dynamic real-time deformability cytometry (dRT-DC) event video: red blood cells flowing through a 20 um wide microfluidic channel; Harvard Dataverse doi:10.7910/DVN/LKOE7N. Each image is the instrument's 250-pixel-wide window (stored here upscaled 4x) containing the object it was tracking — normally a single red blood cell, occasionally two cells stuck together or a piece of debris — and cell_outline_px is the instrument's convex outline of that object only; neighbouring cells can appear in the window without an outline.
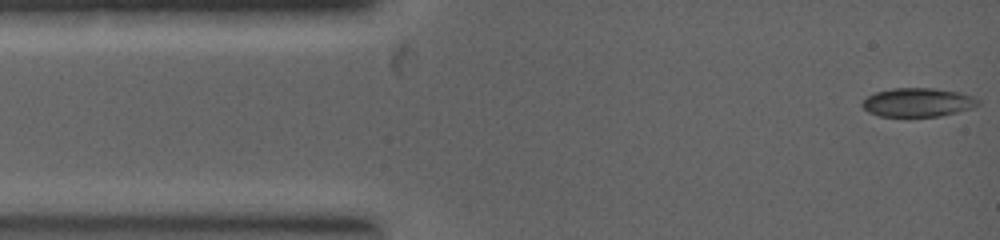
{"species": "common noctule bat (a hibernating species)", "species_latin": "Nyctalus noctula", "temperature_condition": "warm", "stored_images_in_passage": 48, "camera_frame_rate_fps": 5000, "um_per_image_px": 0.085, "animal": {"sex": "female", "body_mass_g": 19.0, "forearm_length_mm": 53.3}, "frame": {"image": 1, "passage_image": 1, "time_ms": 0.0, "image_size_px": [1000, 240], "cell_outline_px": [[980, 104], [972, 108], [940, 116], [908, 120], [880, 116], [868, 112], [860, 104], [868, 96], [876, 92], [892, 88], [932, 88], [960, 92], [972, 96], [980, 100]], "centroid_in_image_um": [77.99, 8.75], "position_along_channel_um": 7.0, "area_um2": 20.23}}
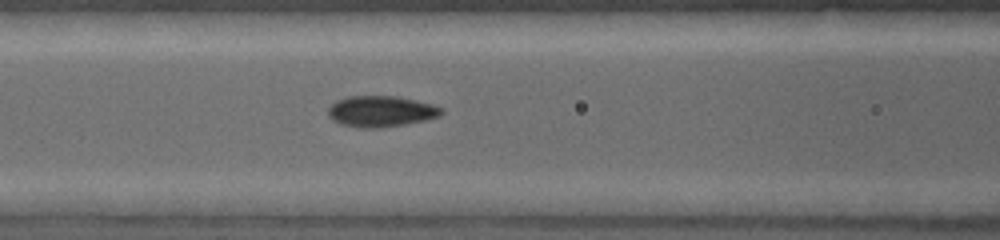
{"frame": {"image": 2, "passage_image": 17, "time_ms": 3.0, "image_size_px": [1000, 240], "cell_outline_px": [[444, 112], [440, 116], [424, 120], [384, 128], [356, 128], [340, 124], [332, 120], [328, 116], [328, 108], [336, 100], [352, 96], [392, 96], [412, 100], [428, 104], [440, 108]], "centroid_in_image_um": [32.3, 9.49], "position_along_channel_um": 134.3, "area_um2": 20.29}}
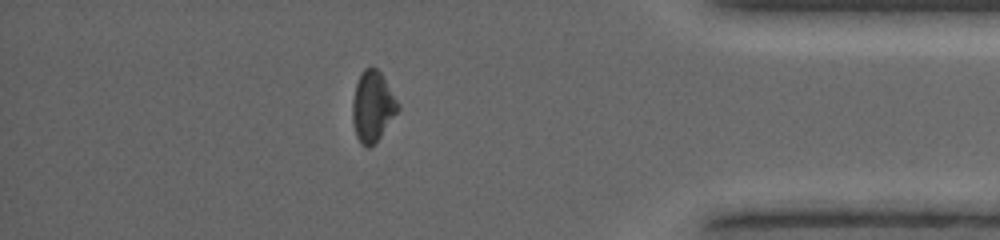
{"frame": {"image": 3, "passage_image": 37, "time_ms": 7.4, "image_size_px": [1000, 240], "cell_outline_px": [[400, 108], [380, 136], [368, 148], [360, 144], [356, 136], [352, 120], [352, 104], [356, 84], [364, 68], [376, 68], [380, 72], [400, 104]], "centroid_in_image_um": [31.66, 9.06], "position_along_channel_um": 403.5, "area_um2": 18.38}}